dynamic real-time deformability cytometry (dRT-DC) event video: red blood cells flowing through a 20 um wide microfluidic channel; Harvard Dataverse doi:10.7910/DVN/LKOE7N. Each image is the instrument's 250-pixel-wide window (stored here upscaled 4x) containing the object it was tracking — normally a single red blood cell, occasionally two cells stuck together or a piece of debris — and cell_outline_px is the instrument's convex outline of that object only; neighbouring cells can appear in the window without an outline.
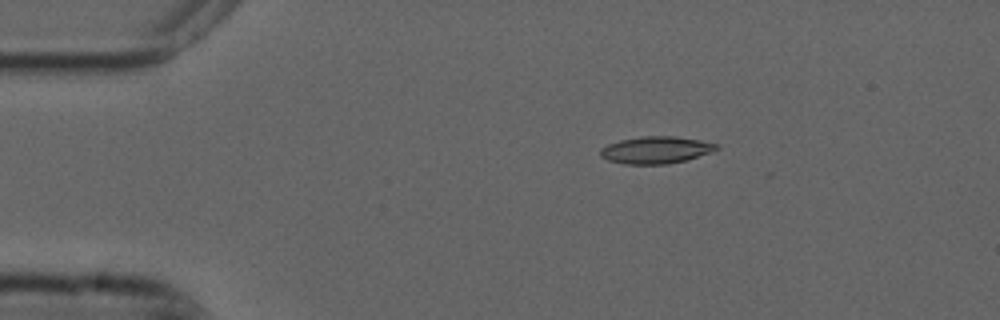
{"species": "common noctule bat (a hibernating species)", "species_latin": "Nyctalus noctula", "temperature_condition": "cold", "stored_images_in_passage": 7, "camera_frame_rate_fps": 3000, "um_per_image_px": 0.085, "animal": {"sex": "male", "forearm_length_mm": 52.5}, "frame": {"image": 1, "passage_image": 3, "time_ms": 0.667, "image_size_px": [1000, 320], "cell_outline_px": [[720, 148], [712, 152], [684, 160], [668, 164], [624, 164], [608, 160], [600, 156], [600, 148], [608, 144], [620, 140], [640, 136], [676, 136], [700, 140], [720, 144]], "centroid_in_image_um": [55.76, 12.74], "position_along_channel_um": 29.2, "area_um2": 18.44}}
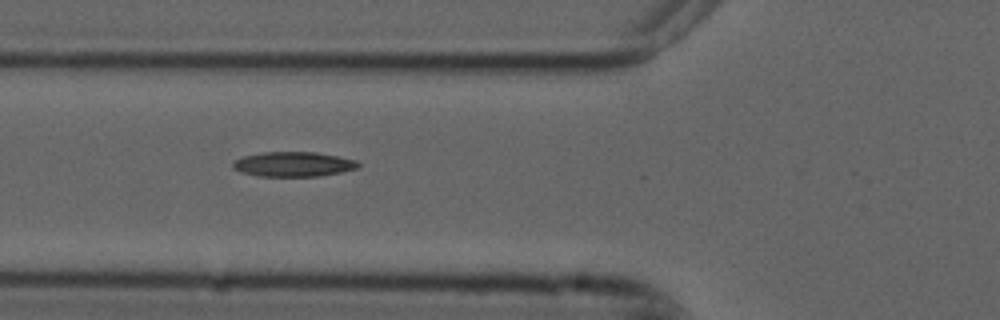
{"frame": {"image": 2, "passage_image": 6, "time_ms": 1.667, "image_size_px": [1000, 320], "cell_outline_px": [[360, 164], [356, 168], [340, 172], [320, 176], [256, 176], [240, 172], [232, 168], [232, 164], [236, 160], [244, 156], [264, 152], [316, 152], [356, 160]], "centroid_in_image_um": [24.9, 13.96], "position_along_channel_um": 100.9, "area_um2": 17.98}}
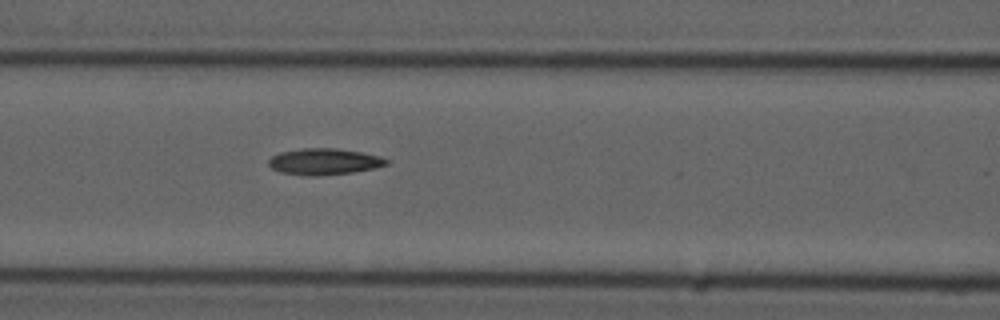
{"frame": {"image": 3, "passage_image": 7, "time_ms": 2.0, "image_size_px": [1000, 320], "cell_outline_px": [[388, 164], [376, 168], [352, 172], [316, 176], [308, 176], [280, 172], [272, 168], [268, 164], [268, 160], [272, 156], [280, 152], [304, 148], [336, 148], [360, 152], [380, 156], [388, 160]], "centroid_in_image_um": [27.55, 13.74], "position_along_channel_um": 139.1, "area_um2": 18.03}}